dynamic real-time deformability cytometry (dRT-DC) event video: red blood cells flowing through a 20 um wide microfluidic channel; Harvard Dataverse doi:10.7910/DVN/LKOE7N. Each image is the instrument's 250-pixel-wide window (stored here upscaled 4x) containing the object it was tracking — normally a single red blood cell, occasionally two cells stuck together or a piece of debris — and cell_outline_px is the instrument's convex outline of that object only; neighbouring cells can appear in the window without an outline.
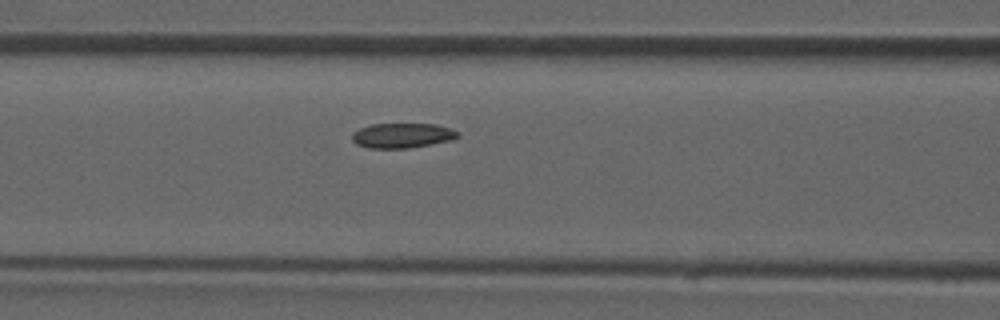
{"species": "common noctule bat (a hibernating species)", "species_latin": "Nyctalus noctula", "temperature_condition": "room temperature", "stored_images_in_passage": 35, "camera_frame_rate_fps": 3000, "um_per_image_px": 0.085, "animal": {"sex": "male", "forearm_length_mm": 52.5}, "frame": {"image": 1, "passage_image": 16, "time_ms": 5.0, "image_size_px": [1000, 320], "cell_outline_px": [[460, 136], [452, 140], [408, 148], [368, 148], [356, 144], [352, 140], [352, 132], [360, 128], [372, 124], [436, 124], [452, 128], [460, 132]], "centroid_in_image_um": [34.21, 11.51], "position_along_channel_um": 132.4, "area_um2": 15.43}}